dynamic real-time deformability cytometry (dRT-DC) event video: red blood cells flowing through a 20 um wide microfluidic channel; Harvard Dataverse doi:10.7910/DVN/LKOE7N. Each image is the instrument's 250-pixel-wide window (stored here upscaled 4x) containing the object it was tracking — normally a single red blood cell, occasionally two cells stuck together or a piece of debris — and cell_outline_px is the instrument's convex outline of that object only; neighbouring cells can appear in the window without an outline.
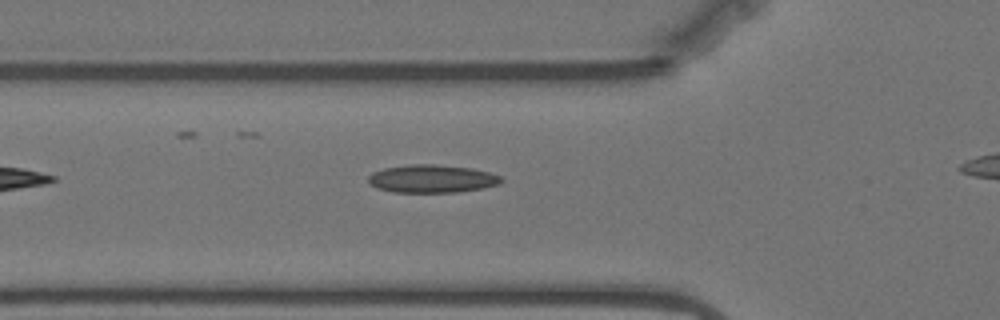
{"species": "Egyptian fruit bat (a non-hibernating species)", "species_latin": "Rousettus aegyptiacus", "temperature_condition": "warm", "stored_images_in_passage": 23, "camera_frame_rate_fps": 3000, "um_per_image_px": 0.085, "animal": {"sex": "female"}, "frame": {"image": 1, "passage_image": 2, "time_ms": 0.333, "image_size_px": [1000, 320], "cell_outline_px": [[504, 180], [500, 184], [460, 192], [392, 192], [376, 188], [368, 180], [368, 176], [372, 172], [384, 168], [408, 164], [432, 164], [472, 168], [488, 172], [500, 176]], "centroid_in_image_um": [36.7, 15.19], "position_along_channel_um": 89.1, "area_um2": 21.68}}
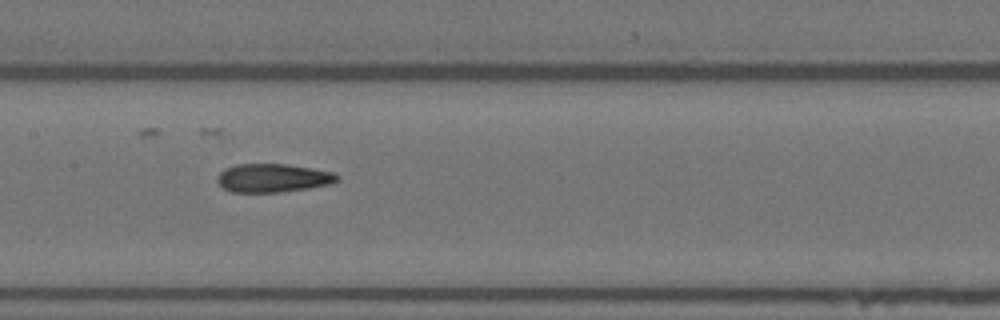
{"frame": {"image": 2, "passage_image": 10, "time_ms": 3.0, "image_size_px": [1000, 320], "cell_outline_px": [[340, 180], [332, 184], [308, 188], [280, 192], [232, 192], [224, 188], [216, 180], [216, 176], [224, 168], [236, 164], [288, 164], [312, 168], [332, 172], [340, 176]], "centroid_in_image_um": [23.21, 15.12], "position_along_channel_um": 184.2, "area_um2": 20.06}}
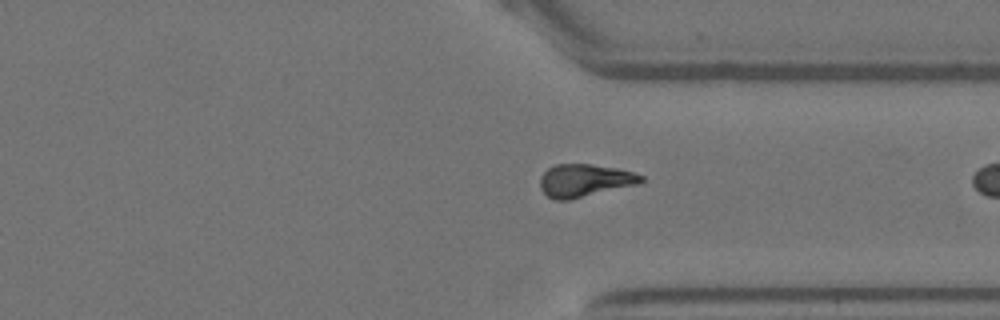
{"frame": {"image": 3, "passage_image": 22, "time_ms": 7.0, "image_size_px": [1000, 320], "cell_outline_px": [[644, 180], [640, 184], [568, 200], [552, 200], [540, 188], [540, 176], [548, 168], [556, 164], [592, 164], [616, 168], [632, 172], [644, 176]], "centroid_in_image_um": [49.7, 15.34], "position_along_channel_um": 361.7, "area_um2": 19.36}}